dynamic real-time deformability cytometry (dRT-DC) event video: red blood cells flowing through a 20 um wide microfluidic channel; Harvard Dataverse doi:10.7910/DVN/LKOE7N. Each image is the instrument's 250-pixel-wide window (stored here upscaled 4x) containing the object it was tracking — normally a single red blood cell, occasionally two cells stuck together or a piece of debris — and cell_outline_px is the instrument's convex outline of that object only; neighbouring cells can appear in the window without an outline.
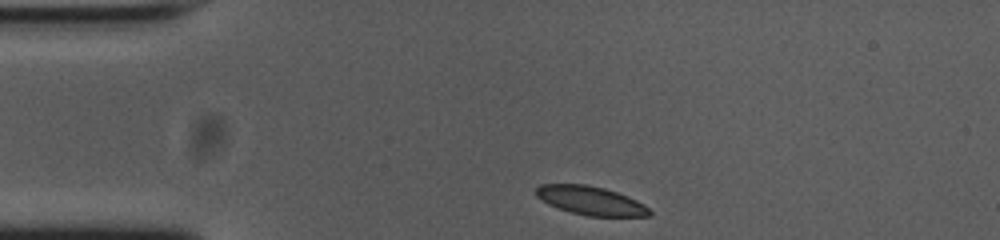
{"species": "common noctule bat (a hibernating species)", "species_latin": "Nyctalus noctula", "temperature_condition": "cold", "stored_images_in_passage": 35, "camera_frame_rate_fps": 3000, "um_per_image_px": 0.085, "animal": {"sex": "female", "body_mass_g": 23.0, "forearm_length_mm": 53.4}, "frame": {"image": 1, "passage_image": 1, "time_ms": 0.0, "image_size_px": [1000, 240], "cell_outline_px": [[652, 216], [588, 216], [572, 212], [548, 204], [536, 196], [536, 188], [540, 184], [588, 184], [604, 188], [628, 196], [644, 204], [652, 212]], "centroid_in_image_um": [50.23, 17.04], "position_along_channel_um": 34.8, "area_um2": 18.9}}
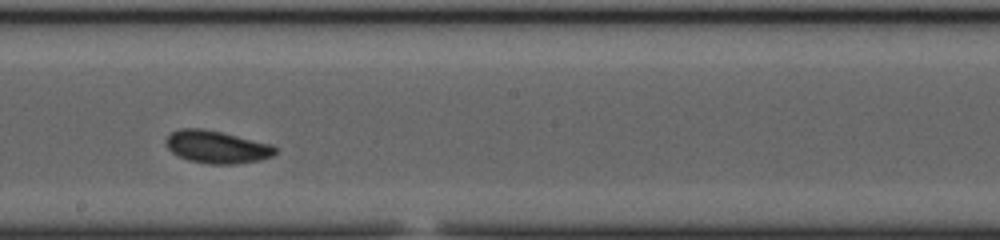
{"frame": {"image": 2, "passage_image": 20, "time_ms": 6.333, "image_size_px": [1000, 240], "cell_outline_px": [[276, 152], [272, 156], [260, 160], [236, 164], [208, 164], [188, 160], [172, 152], [168, 148], [164, 140], [172, 132], [180, 128], [200, 128], [220, 132], [272, 144], [276, 148]], "centroid_in_image_um": [18.42, 12.49], "position_along_channel_um": 229.8, "area_um2": 20.63}}
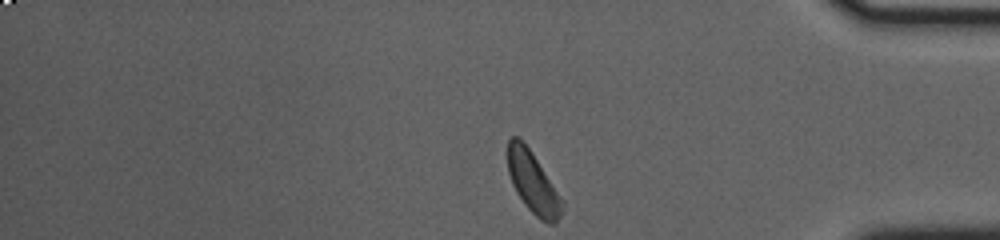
{"frame": {"image": 3, "passage_image": 35, "time_ms": 11.333, "image_size_px": [1000, 240], "cell_outline_px": [[564, 212], [556, 224], [548, 224], [540, 220], [524, 204], [516, 192], [512, 184], [508, 172], [508, 140], [512, 136], [520, 136], [532, 152], [564, 200]], "centroid_in_image_um": [45.33, 15.55], "position_along_channel_um": 389.9, "area_um2": 19.88}, "authors_computed_cell_mechanics": {"area_um2": 20.0566, "velocity_mm_per_s": 3.6885, "shape_relaxation_time_tau1_ms": null, "shape_relaxation_time_tau2_ms": 9.0411, "deformation_change_tau1": null, "deformation_change_tau2": 0.1123}}